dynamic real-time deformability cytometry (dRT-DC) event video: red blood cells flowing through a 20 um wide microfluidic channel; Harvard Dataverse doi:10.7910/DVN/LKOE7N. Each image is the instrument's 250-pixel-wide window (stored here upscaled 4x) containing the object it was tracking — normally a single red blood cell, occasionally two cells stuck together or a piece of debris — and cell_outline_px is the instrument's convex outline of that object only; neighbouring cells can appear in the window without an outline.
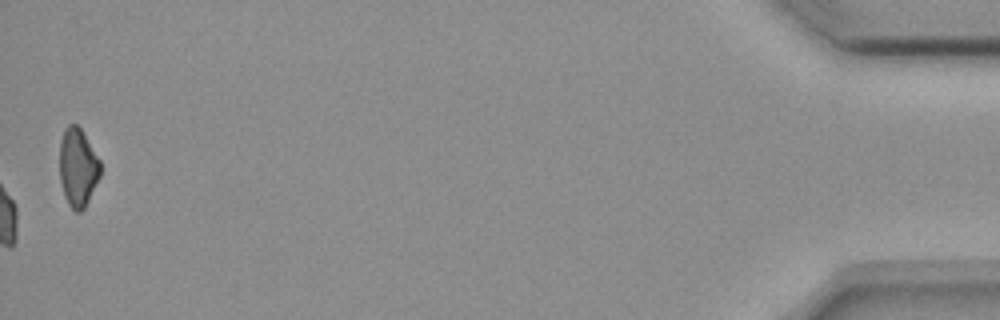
{"species": "common noctule bat (a hibernating species)", "species_latin": "Nyctalus noctula", "temperature_condition": "room temperature", "stored_images_in_passage": 57, "camera_frame_rate_fps": 3000, "um_per_image_px": 0.085, "animal": {"sex": "female", "body_mass_g": 18.4}, "frame": {"image": 1, "passage_image": 57, "time_ms": 18.667, "image_size_px": [1000, 320], "cell_outline_px": [[100, 176], [84, 208], [80, 212], [76, 212], [68, 204], [64, 196], [60, 180], [60, 140], [64, 128], [68, 124], [76, 124], [80, 128], [100, 160]], "centroid_in_image_um": [6.6, 14.22], "position_along_channel_um": 428.6, "area_um2": 18.5}, "authors_computed_cell_mechanics": {"area_um2": 17.9758, "velocity_mm_per_s": 3.659, "shape_relaxation_time_tau1_ms": null, "shape_relaxation_time_tau2_ms": 2.1918, "deformation_change_tau1": null, "deformation_change_tau2": 0.0519}}